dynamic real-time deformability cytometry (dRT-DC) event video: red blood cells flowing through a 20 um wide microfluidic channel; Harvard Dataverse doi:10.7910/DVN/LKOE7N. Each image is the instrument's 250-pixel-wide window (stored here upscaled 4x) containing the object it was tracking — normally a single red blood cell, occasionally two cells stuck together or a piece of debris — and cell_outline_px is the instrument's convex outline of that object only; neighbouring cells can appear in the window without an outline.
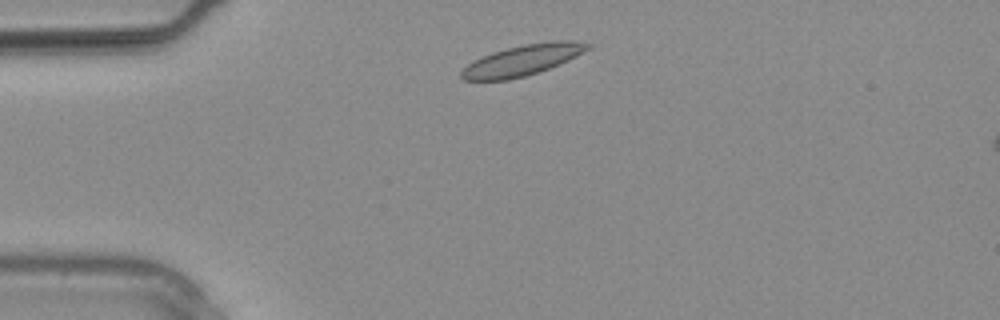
{"species": "common noctule bat (a hibernating species)", "species_latin": "Nyctalus noctula", "temperature_condition": "warm", "stored_images_in_passage": 23, "camera_frame_rate_fps": 3000, "um_per_image_px": 0.085, "animal": {"sex": "male", "body_mass_g": 20.4}, "frame": {"image": 1, "passage_image": 1, "time_ms": 0.0, "image_size_px": [1000, 320], "cell_outline_px": [[592, 44], [588, 48], [576, 56], [560, 64], [524, 76], [508, 80], [464, 80], [460, 76], [460, 72], [468, 64], [492, 52], [524, 44], [552, 40], [572, 40]], "centroid_in_image_um": [44.42, 5.11], "position_along_channel_um": 40.6, "area_um2": 22.25}}